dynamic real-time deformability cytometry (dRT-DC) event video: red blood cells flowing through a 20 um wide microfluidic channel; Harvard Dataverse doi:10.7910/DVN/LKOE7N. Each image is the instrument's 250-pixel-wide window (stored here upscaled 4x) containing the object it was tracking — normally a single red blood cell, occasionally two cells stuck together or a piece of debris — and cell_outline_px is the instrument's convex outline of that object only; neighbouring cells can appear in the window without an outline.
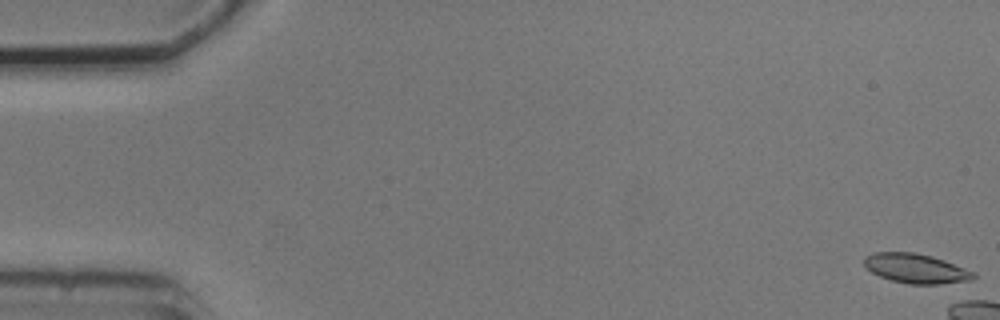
{"species": "common noctule bat (a hibernating species)", "species_latin": "Nyctalus noctula", "temperature_condition": "cold", "stored_images_in_passage": 5, "camera_frame_rate_fps": 3000, "um_per_image_px": 0.085, "animal": {"sex": "male", "body_mass_g": 20.5, "forearm_length_mm": 52.5}, "frame": {"image": 1, "passage_image": 5, "time_ms": 4.667, "image_size_px": [1000, 320], "cell_outline_px": [[976, 276], [972, 280], [964, 284], [908, 284], [892, 280], [880, 276], [872, 272], [864, 264], [864, 256], [872, 252], [916, 252], [932, 256], [944, 260], [976, 272]], "centroid_in_image_um": [77.94, 22.83], "position_along_channel_um": 7.1, "area_um2": 19.25}}